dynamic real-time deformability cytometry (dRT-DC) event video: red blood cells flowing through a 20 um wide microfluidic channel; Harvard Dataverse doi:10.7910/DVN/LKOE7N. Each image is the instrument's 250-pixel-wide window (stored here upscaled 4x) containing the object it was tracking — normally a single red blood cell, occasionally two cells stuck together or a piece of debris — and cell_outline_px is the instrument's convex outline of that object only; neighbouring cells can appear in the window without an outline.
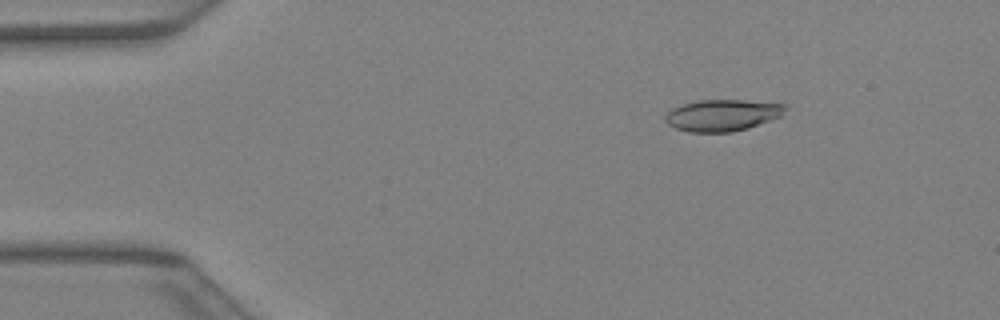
{"species": "Egyptian fruit bat (a non-hibernating species)", "species_latin": "Rousettus aegyptiacus", "temperature_condition": "warm", "stored_images_in_passage": 41, "camera_frame_rate_fps": 3000, "um_per_image_px": 0.085, "animal": {"sex": "female"}, "frame": {"image": 1, "passage_image": 6, "time_ms": 1.667, "image_size_px": [1000, 320], "cell_outline_px": [[788, 104], [784, 116], [748, 128], [732, 132], [688, 132], [676, 128], [668, 124], [664, 120], [664, 116], [672, 108], [684, 104], [700, 100], [744, 100]], "centroid_in_image_um": [61.45, 9.79], "position_along_channel_um": 23.5, "area_um2": 22.31}}
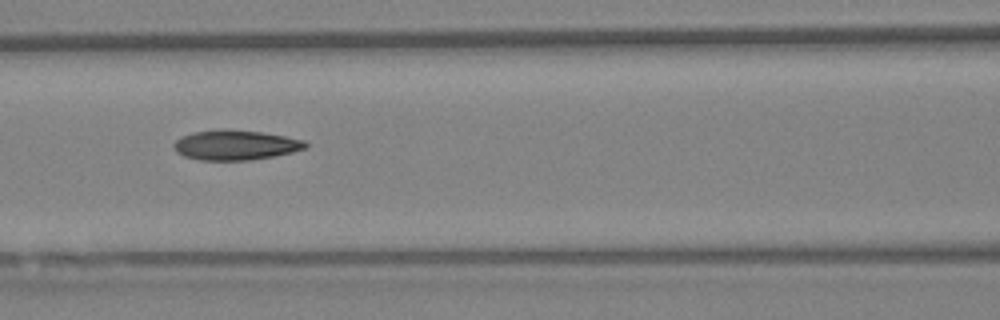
{"frame": {"image": 2, "passage_image": 18, "time_ms": 5.667, "image_size_px": [1000, 320], "cell_outline_px": [[308, 144], [304, 148], [292, 152], [272, 156], [248, 160], [200, 160], [184, 156], [176, 152], [172, 144], [180, 136], [192, 132], [260, 132], [284, 136], [304, 140]], "centroid_in_image_um": [19.99, 12.37], "position_along_channel_um": 146.6, "area_um2": 21.96}}
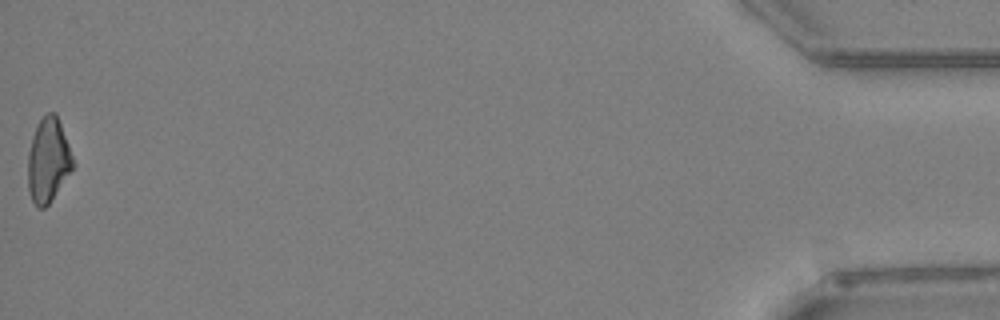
{"frame": {"image": 3, "passage_image": 41, "time_ms": 13.333, "image_size_px": [1000, 320], "cell_outline_px": [[76, 164], [48, 204], [44, 208], [36, 208], [28, 192], [28, 152], [32, 136], [40, 120], [48, 112], [56, 112]], "centroid_in_image_um": [4.1, 13.63], "position_along_channel_um": 431.1, "area_um2": 22.08}}